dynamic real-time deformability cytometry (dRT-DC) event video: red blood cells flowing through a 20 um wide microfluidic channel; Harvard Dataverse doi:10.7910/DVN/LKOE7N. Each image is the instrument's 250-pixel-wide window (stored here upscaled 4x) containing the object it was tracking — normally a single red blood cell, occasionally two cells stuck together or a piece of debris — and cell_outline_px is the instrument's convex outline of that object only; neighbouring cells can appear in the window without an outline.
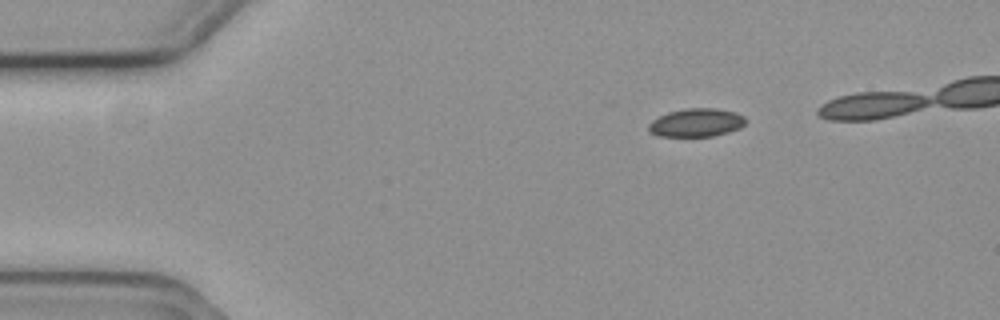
{"species": "common noctule bat (a hibernating species)", "species_latin": "Nyctalus noctula", "temperature_condition": "cold", "stored_images_in_passage": 12, "camera_frame_rate_fps": 3000, "um_per_image_px": 0.085, "animal": {"sex": "female", "body_mass_g": 19.3, "forearm_length_mm": 54.1}, "frame": {"image": 1, "passage_image": 1, "time_ms": 0.0, "image_size_px": [1000, 320], "cell_outline_px": [[748, 120], [740, 128], [728, 132], [712, 136], [656, 136], [648, 132], [648, 124], [652, 120], [668, 112], [684, 108], [716, 108], [736, 112], [744, 116]], "centroid_in_image_um": [59.18, 10.42], "position_along_channel_um": 25.8, "area_um2": 16.18}}